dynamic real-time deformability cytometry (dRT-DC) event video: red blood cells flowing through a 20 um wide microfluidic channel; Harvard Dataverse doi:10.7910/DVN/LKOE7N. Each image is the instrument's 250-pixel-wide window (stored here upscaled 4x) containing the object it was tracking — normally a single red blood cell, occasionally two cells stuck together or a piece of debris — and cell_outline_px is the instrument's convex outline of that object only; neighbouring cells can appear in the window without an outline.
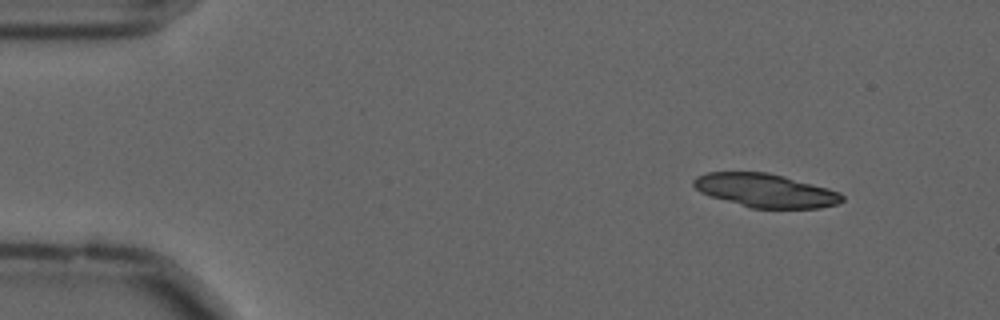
{"species": "common noctule bat (a hibernating species)", "species_latin": "Nyctalus noctula", "temperature_condition": "cold", "stored_images_in_passage": 50, "camera_frame_rate_fps": 3000, "um_per_image_px": 0.085, "animal": {"sex": "male", "forearm_length_mm": 52.5}, "frame": {"image": 1, "passage_image": 1, "time_ms": 0.0, "image_size_px": [1000, 320], "cell_outline_px": [[844, 200], [836, 204], [820, 208], [752, 208], [712, 196], [700, 192], [692, 184], [692, 180], [696, 176], [708, 172], [768, 172], [784, 176], [828, 188], [840, 192], [844, 196]], "centroid_in_image_um": [65.08, 16.18], "position_along_channel_um": 19.9, "area_um2": 28.9}}
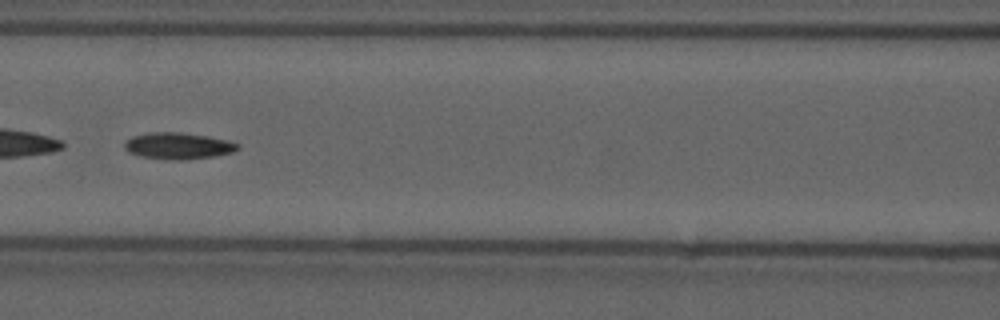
{"frame": {"image": 2, "passage_image": 20, "time_ms": 6.333, "image_size_px": [1000, 320], "cell_outline_px": [[240, 148], [232, 152], [216, 156], [184, 160], [168, 160], [140, 156], [128, 152], [124, 148], [124, 140], [132, 136], [148, 132], [180, 132], [208, 136], [228, 140], [240, 144]], "centroid_in_image_um": [15.12, 12.4], "position_along_channel_um": 151.5, "area_um2": 17.8}}